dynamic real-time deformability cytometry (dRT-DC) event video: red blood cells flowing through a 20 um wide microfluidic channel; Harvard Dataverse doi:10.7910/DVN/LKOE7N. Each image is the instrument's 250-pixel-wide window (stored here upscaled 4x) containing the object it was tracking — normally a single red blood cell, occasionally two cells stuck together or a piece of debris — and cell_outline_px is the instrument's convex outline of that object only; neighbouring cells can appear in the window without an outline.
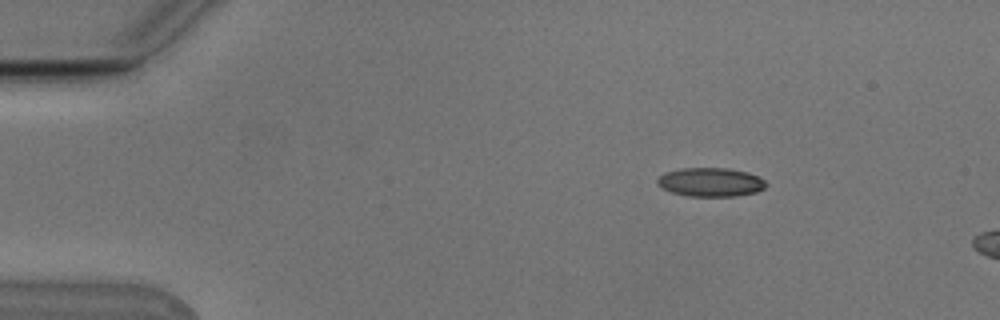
{"species": "Egyptian fruit bat (a non-hibernating species)", "species_latin": "Rousettus aegyptiacus", "temperature_condition": "cold", "stored_images_in_passage": 3, "camera_frame_rate_fps": 3000, "um_per_image_px": 0.085, "animal": {"sex": "male"}, "frame": {"image": 1, "passage_image": 1, "time_ms": 0.0, "image_size_px": [1000, 320], "cell_outline_px": [[768, 184], [764, 188], [756, 192], [736, 196], [688, 196], [672, 192], [656, 184], [656, 180], [664, 172], [680, 168], [728, 168], [748, 172], [764, 180]], "centroid_in_image_um": [60.39, 15.47], "position_along_channel_um": 24.6, "area_um2": 18.26}}